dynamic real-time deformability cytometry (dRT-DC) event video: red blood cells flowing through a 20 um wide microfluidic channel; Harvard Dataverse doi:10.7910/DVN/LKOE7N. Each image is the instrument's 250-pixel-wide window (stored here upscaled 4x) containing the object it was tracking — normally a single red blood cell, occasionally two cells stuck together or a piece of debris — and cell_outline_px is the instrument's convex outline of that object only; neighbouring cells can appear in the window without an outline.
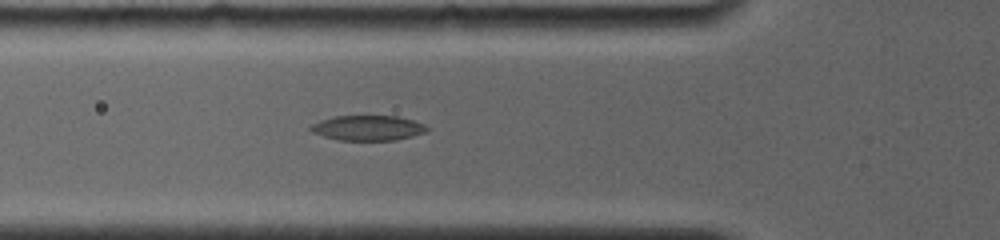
{"species": "common noctule bat (a hibernating species)", "species_latin": "Nyctalus noctula", "temperature_condition": "room temperature", "stored_images_in_passage": 6, "camera_frame_rate_fps": 4000, "um_per_image_px": 0.085, "animal": {"sex": "female", "body_mass_g": 19.0, "forearm_length_mm": 56.7}, "frame": {"image": 1, "passage_image": 6, "time_ms": 4.0, "image_size_px": [1000, 240], "cell_outline_px": [[428, 128], [424, 132], [412, 136], [396, 140], [336, 140], [312, 132], [308, 128], [312, 124], [320, 120], [336, 116], [396, 116], [412, 120], [424, 124]], "centroid_in_image_um": [31.23, 10.88], "position_along_channel_um": 94.6, "area_um2": 16.88}}